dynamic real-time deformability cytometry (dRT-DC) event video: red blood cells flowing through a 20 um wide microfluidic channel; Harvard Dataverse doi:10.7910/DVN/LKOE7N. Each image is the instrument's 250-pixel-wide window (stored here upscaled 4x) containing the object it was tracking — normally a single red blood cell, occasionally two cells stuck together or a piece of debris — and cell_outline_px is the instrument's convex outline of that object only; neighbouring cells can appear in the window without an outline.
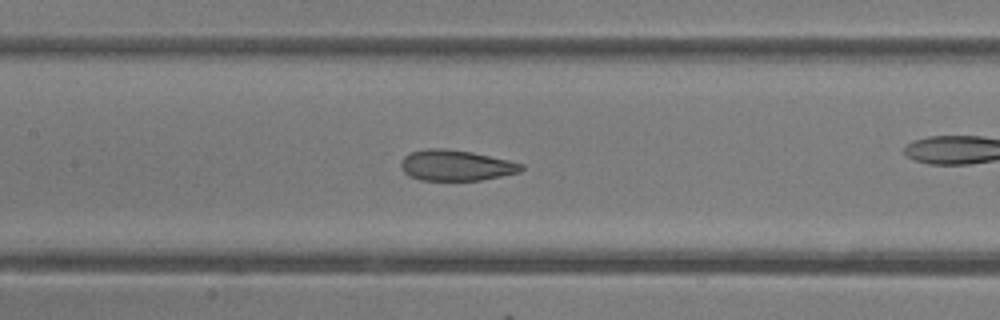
{"species": "common noctule bat (a hibernating species)", "species_latin": "Nyctalus noctula", "temperature_condition": "room temperature", "stored_images_in_passage": 38, "camera_frame_rate_fps": 3000, "um_per_image_px": 0.085, "animal": {"sex": "female"}, "frame": {"image": 1, "passage_image": 22, "time_ms": 7.0, "image_size_px": [1000, 320], "cell_outline_px": [[524, 168], [520, 172], [480, 180], [420, 180], [408, 176], [400, 168], [400, 160], [404, 156], [412, 152], [424, 148], [444, 148], [472, 152], [508, 160], [524, 164]], "centroid_in_image_um": [38.71, 14.05], "position_along_channel_um": 168.7, "area_um2": 21.68}}
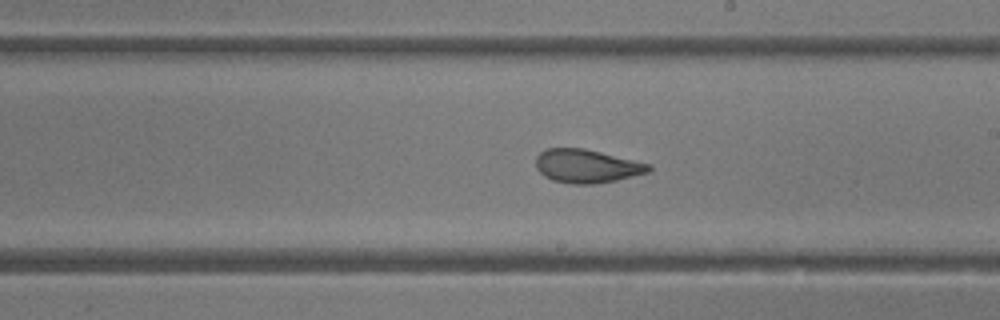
{"frame": {"image": 2, "passage_image": 27, "time_ms": 8.667, "image_size_px": [1000, 320], "cell_outline_px": [[652, 168], [648, 172], [616, 180], [596, 184], [572, 184], [552, 180], [544, 176], [536, 168], [536, 156], [540, 152], [548, 148], [584, 148], [652, 164]], "centroid_in_image_um": [49.87, 14.12], "position_along_channel_um": 239.1, "area_um2": 22.08}}
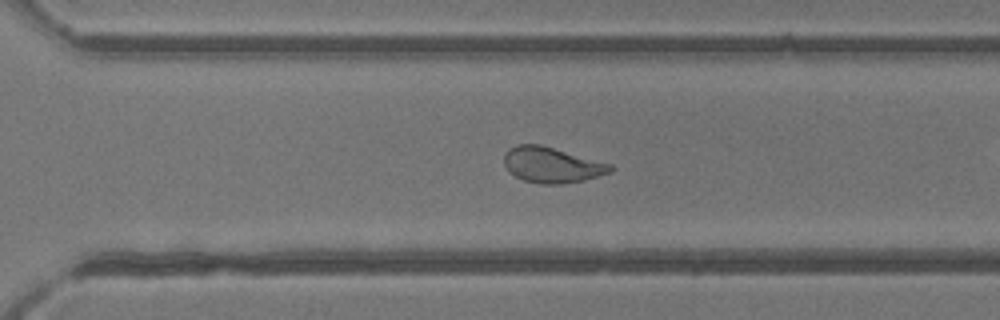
{"frame": {"image": 3, "passage_image": 33, "time_ms": 10.667, "image_size_px": [1000, 320], "cell_outline_px": [[616, 168], [612, 172], [584, 180], [560, 184], [540, 184], [524, 180], [508, 172], [504, 164], [504, 156], [508, 148], [516, 144], [540, 144], [612, 164]], "centroid_in_image_um": [46.91, 14.01], "position_along_channel_um": 323.7, "area_um2": 22.2}}